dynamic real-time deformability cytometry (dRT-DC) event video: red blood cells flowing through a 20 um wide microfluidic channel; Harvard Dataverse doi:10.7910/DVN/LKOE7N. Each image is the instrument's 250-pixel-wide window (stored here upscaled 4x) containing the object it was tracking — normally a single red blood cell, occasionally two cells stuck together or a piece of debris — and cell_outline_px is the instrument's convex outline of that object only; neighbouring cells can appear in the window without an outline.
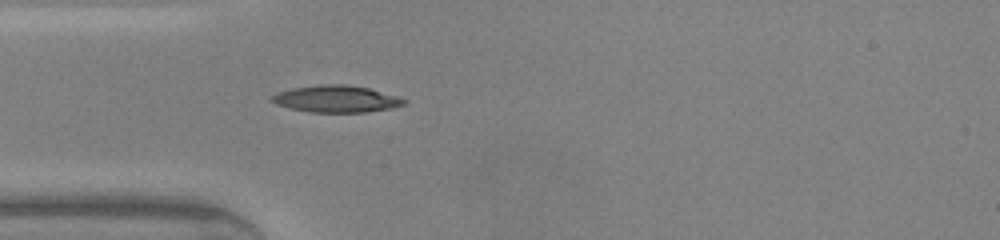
{"species": "common noctule bat (a hibernating species)", "species_latin": "Nyctalus noctula", "temperature_condition": "warm", "stored_images_in_passage": 34, "camera_frame_rate_fps": 3000, "um_per_image_px": 0.085, "animal": {"sex": "male", "body_mass_g": 20.0, "forearm_length_mm": 53.3}, "frame": {"image": 1, "passage_image": 1, "time_ms": 0.0, "image_size_px": [1000, 240], "cell_outline_px": [[408, 100], [404, 104], [392, 108], [364, 112], [312, 112], [292, 108], [276, 104], [272, 100], [272, 96], [276, 92], [292, 88], [320, 84], [344, 84], [368, 88], [396, 96]], "centroid_in_image_um": [28.58, 8.4], "position_along_channel_um": 56.4, "area_um2": 20.46}}
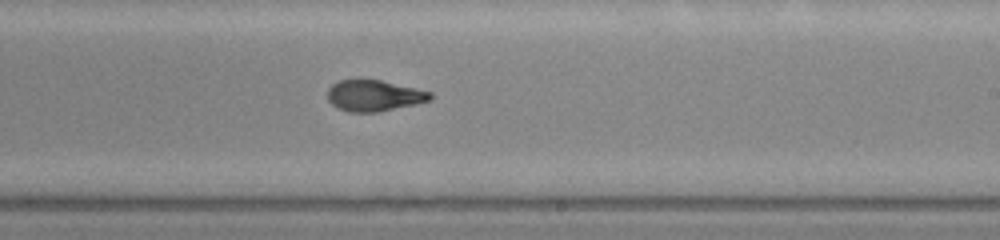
{"frame": {"image": 2, "passage_image": 15, "time_ms": 4.667, "image_size_px": [1000, 240], "cell_outline_px": [[432, 96], [428, 100], [412, 104], [376, 112], [348, 112], [332, 104], [328, 100], [328, 88], [332, 84], [340, 80], [356, 76], [360, 76], [380, 80], [432, 92]], "centroid_in_image_um": [31.71, 8.07], "position_along_channel_um": 257.3, "area_um2": 18.79}}
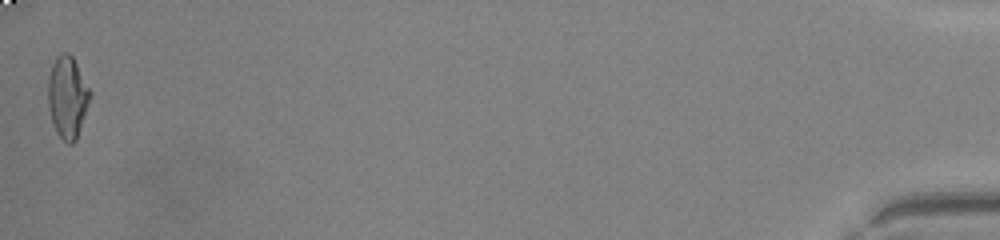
{"frame": {"image": 3, "passage_image": 34, "time_ms": 11.0, "image_size_px": [1000, 240], "cell_outline_px": [[92, 96], [76, 140], [72, 144], [68, 144], [56, 132], [52, 120], [48, 104], [48, 76], [52, 64], [56, 56], [60, 52], [68, 52], [72, 56], [92, 92]], "centroid_in_image_um": [5.74, 8.23], "position_along_channel_um": 429.5, "area_um2": 20.17}, "authors_computed_cell_mechanics": {"area_um2": 19.3052, "velocity_mm_per_s": 4.359, "shape_relaxation_time_tau1_ms": 8.2106, "shape_relaxation_time_tau2_ms": 1.9199, "deformation_change_tau1": 0.3087, "deformation_change_tau2": 0.0866}}